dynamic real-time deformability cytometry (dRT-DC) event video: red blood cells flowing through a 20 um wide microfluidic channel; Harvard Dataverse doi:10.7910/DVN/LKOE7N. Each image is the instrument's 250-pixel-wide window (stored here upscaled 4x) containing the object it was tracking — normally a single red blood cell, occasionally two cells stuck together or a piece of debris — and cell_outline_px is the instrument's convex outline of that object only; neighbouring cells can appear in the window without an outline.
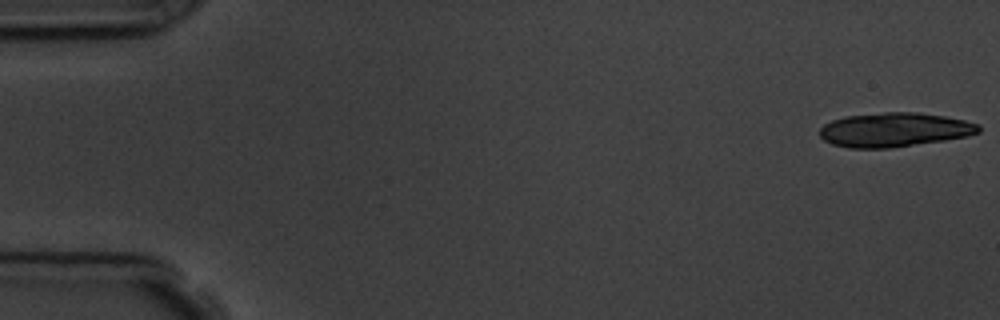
{"species": "common noctule bat (a hibernating species)", "species_latin": "Nyctalus noctula", "temperature_condition": "room temperature", "stored_images_in_passage": 6, "camera_frame_rate_fps": 3000, "um_per_image_px": 0.085, "animal": {"sex": "male", "body_mass_g": 19.5, "forearm_length_mm": 54.6}, "frame": {"image": 1, "passage_image": 1, "time_ms": 0.0, "image_size_px": [1000, 320], "cell_outline_px": [[980, 132], [968, 136], [944, 140], [888, 148], [848, 148], [832, 144], [824, 140], [820, 136], [820, 128], [824, 124], [832, 120], [844, 116], [884, 112], [916, 112], [944, 116], [964, 120], [980, 124]], "centroid_in_image_um": [76.01, 11.02], "position_along_channel_um": 9.0, "area_um2": 31.67}}
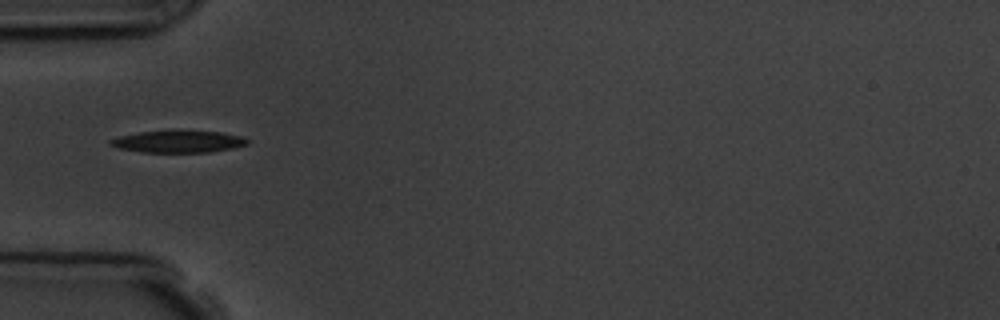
{"frame": {"image": 2, "passage_image": 6, "time_ms": 5.667, "image_size_px": [1000, 320], "cell_outline_px": [[248, 144], [232, 148], [208, 152], [144, 152], [120, 148], [108, 144], [108, 140], [120, 136], [140, 132], [176, 128], [220, 132], [240, 136], [248, 140]], "centroid_in_image_um": [15.14, 11.99], "position_along_channel_um": 69.9, "area_um2": 18.03}}